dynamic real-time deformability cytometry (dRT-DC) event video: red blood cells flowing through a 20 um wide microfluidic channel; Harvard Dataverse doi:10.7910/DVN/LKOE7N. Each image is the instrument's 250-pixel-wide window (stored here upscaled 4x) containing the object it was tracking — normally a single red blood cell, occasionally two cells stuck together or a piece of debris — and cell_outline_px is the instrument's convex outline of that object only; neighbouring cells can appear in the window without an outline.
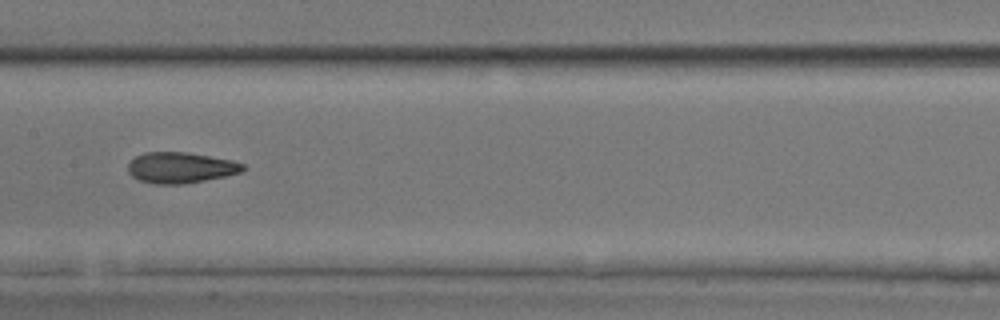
{"species": "common noctule bat (a hibernating species)", "species_latin": "Nyctalus noctula", "temperature_condition": "room temperature", "stored_images_in_passage": 37, "camera_frame_rate_fps": 3000, "um_per_image_px": 0.085, "animal": {"sex": "male", "body_mass_g": 17.9, "forearm_length_mm": 54.2}, "frame": {"image": 1, "passage_image": 11, "time_ms": 3.333, "image_size_px": [1000, 320], "cell_outline_px": [[244, 168], [240, 172], [224, 176], [184, 184], [152, 184], [140, 180], [132, 176], [128, 172], [128, 164], [136, 156], [144, 152], [188, 152], [232, 160], [244, 164]], "centroid_in_image_um": [15.32, 14.25], "position_along_channel_um": 192.1, "area_um2": 20.58}}
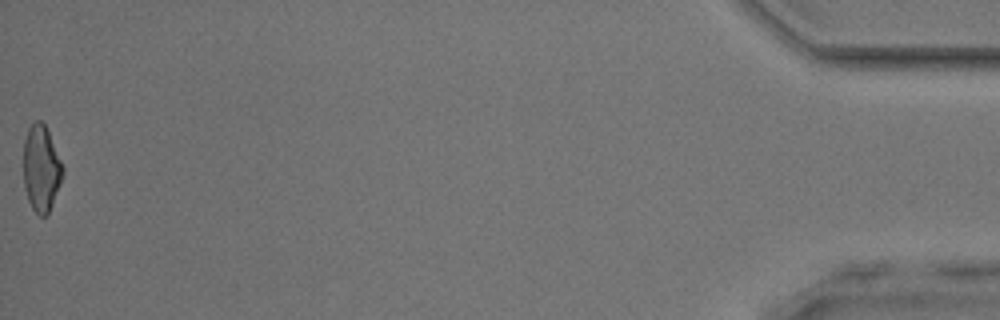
{"frame": {"image": 2, "passage_image": 37, "time_ms": 12.0, "image_size_px": [1000, 320], "cell_outline_px": [[64, 172], [60, 184], [48, 216], [40, 216], [32, 208], [28, 200], [24, 188], [24, 140], [28, 128], [36, 120], [40, 120], [44, 124], [48, 132], [64, 168]], "centroid_in_image_um": [3.5, 14.35], "position_along_channel_um": 431.7, "area_um2": 19.65}, "authors_computed_cell_mechanics": {"area_um2": 20.519, "velocity_mm_per_s": 3.892, "shape_relaxation_time_tau1_ms": 7.3893, "shape_relaxation_time_tau2_ms": 2.3964, "deformation_change_tau1": 0.1961, "deformation_change_tau2": 0.1059}}